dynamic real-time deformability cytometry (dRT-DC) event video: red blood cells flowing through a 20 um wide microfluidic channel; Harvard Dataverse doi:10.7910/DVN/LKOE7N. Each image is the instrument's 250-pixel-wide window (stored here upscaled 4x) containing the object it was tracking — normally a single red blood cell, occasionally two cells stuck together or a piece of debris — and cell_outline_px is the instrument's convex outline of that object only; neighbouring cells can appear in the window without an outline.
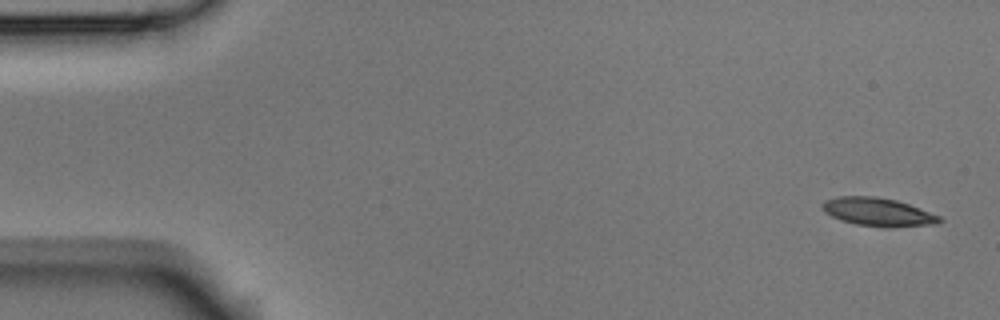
{"species": "Egyptian fruit bat (a non-hibernating species)", "species_latin": "Rousettus aegyptiacus", "temperature_condition": "room temperature", "stored_images_in_passage": 7, "camera_frame_rate_fps": 3000, "um_per_image_px": 0.085, "animal": {"sex": "male"}, "frame": {"image": 1, "passage_image": 1, "time_ms": 0.0, "image_size_px": [1000, 320], "cell_outline_px": [[944, 220], [936, 224], [856, 224], [840, 220], [824, 212], [820, 204], [824, 200], [836, 196], [876, 196], [896, 200], [908, 204], [940, 216]], "centroid_in_image_um": [74.52, 17.95], "position_along_channel_um": 10.5, "area_um2": 18.32}}
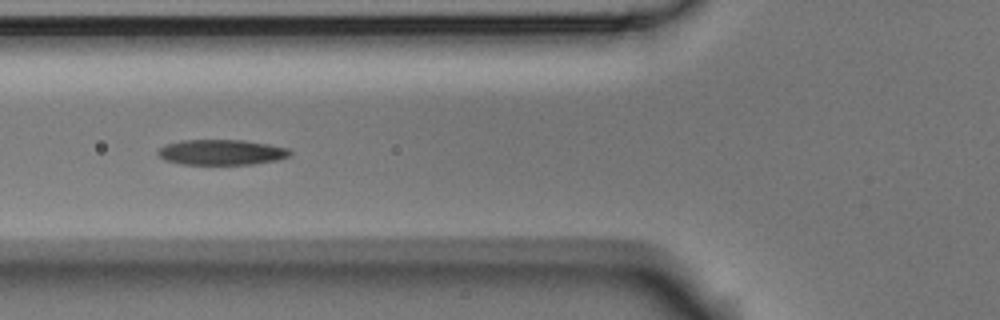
{"frame": {"image": 2, "passage_image": 5, "time_ms": 1.333, "image_size_px": [1000, 320], "cell_outline_px": [[292, 156], [276, 160], [252, 164], [180, 164], [164, 160], [156, 152], [160, 148], [168, 144], [184, 140], [244, 140], [268, 144], [288, 148], [292, 152]], "centroid_in_image_um": [18.85, 12.94], "position_along_channel_um": 106.9, "area_um2": 19.48}}
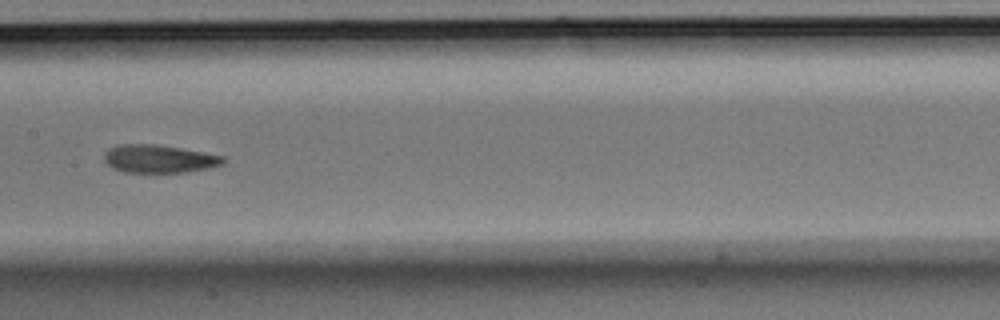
{"frame": {"image": 3, "passage_image": 7, "time_ms": 2.0, "image_size_px": [1000, 320], "cell_outline_px": [[224, 164], [208, 168], [184, 172], [124, 172], [112, 168], [104, 160], [104, 152], [108, 148], [120, 144], [156, 144], [180, 148], [224, 156]], "centroid_in_image_um": [13.48, 13.49], "position_along_channel_um": 193.9, "area_um2": 19.36}}